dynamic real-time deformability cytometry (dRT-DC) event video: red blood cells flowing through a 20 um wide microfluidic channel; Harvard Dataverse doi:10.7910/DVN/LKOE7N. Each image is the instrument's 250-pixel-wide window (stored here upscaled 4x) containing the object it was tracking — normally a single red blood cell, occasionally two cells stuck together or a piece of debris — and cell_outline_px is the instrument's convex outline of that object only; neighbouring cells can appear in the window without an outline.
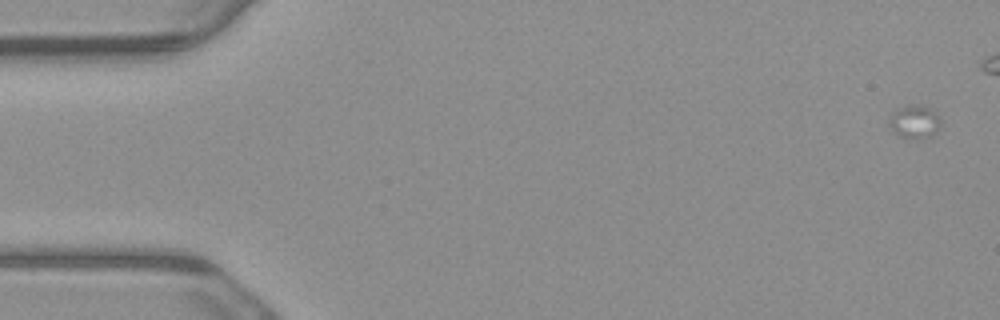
{"species": "common noctule bat (a hibernating species)", "species_latin": "Nyctalus noctula", "temperature_condition": "warm", "stored_images_in_passage": 3, "camera_frame_rate_fps": 3000, "um_per_image_px": 0.085, "animal": {"sex": "male", "body_mass_g": 23.1, "forearm_length_mm": 52.7}, "frame": {"image": 1, "passage_image": 1, "time_ms": 0.0, "image_size_px": [1000, 320], "cell_outline_px": [[940, 124], [936, 132], [928, 136], [916, 140], [900, 136], [892, 132], [888, 124], [888, 120], [892, 112], [900, 108], [912, 104], [920, 104], [928, 108], [940, 116]], "centroid_in_image_um": [77.7, 10.36], "position_along_channel_um": 7.3, "area_um2": 10.06}}